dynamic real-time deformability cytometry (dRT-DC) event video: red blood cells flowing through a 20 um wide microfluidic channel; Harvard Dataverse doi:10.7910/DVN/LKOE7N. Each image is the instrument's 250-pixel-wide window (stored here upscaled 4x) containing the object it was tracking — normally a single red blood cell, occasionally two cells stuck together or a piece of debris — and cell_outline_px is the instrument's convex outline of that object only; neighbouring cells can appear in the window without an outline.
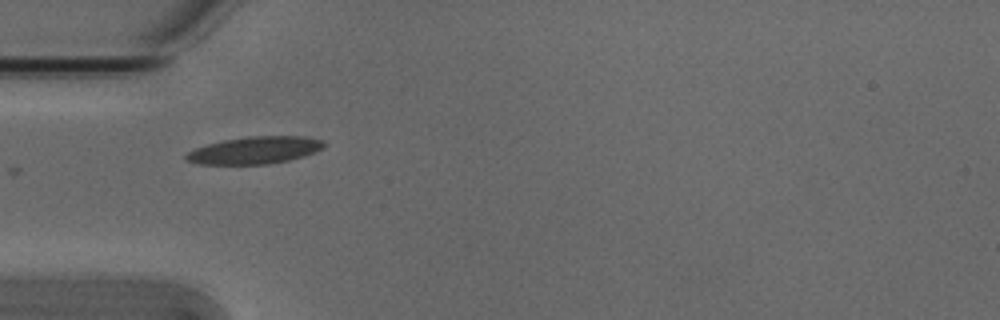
{"species": "Egyptian fruit bat (a non-hibernating species)", "species_latin": "Rousettus aegyptiacus", "temperature_condition": "cold", "stored_images_in_passage": 2, "camera_frame_rate_fps": 3000, "um_per_image_px": 0.085, "animal": {"sex": "male"}, "frame": {"image": 1, "passage_image": 1, "time_ms": 0.0, "image_size_px": [1000, 320], "cell_outline_px": [[324, 148], [288, 160], [268, 164], [200, 164], [188, 160], [184, 156], [188, 152], [196, 148], [208, 144], [224, 140], [248, 136], [304, 136], [324, 140]], "centroid_in_image_um": [21.66, 12.76], "position_along_channel_um": 63.3, "area_um2": 21.56}}
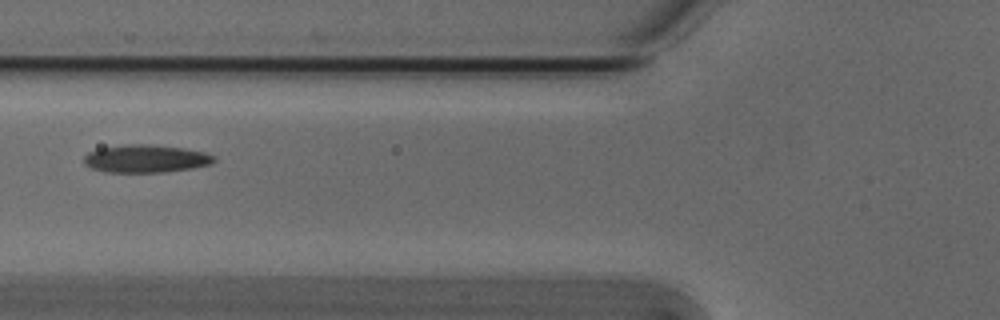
{"frame": {"image": 2, "passage_image": 2, "time_ms": 0.333, "image_size_px": [1000, 320], "cell_outline_px": [[216, 160], [212, 164], [192, 168], [164, 172], [108, 172], [92, 168], [84, 164], [84, 156], [88, 152], [100, 148], [132, 144], [148, 144], [184, 148], [204, 152], [216, 156]], "centroid_in_image_um": [12.42, 13.49], "position_along_channel_um": 113.4, "area_um2": 21.04}}